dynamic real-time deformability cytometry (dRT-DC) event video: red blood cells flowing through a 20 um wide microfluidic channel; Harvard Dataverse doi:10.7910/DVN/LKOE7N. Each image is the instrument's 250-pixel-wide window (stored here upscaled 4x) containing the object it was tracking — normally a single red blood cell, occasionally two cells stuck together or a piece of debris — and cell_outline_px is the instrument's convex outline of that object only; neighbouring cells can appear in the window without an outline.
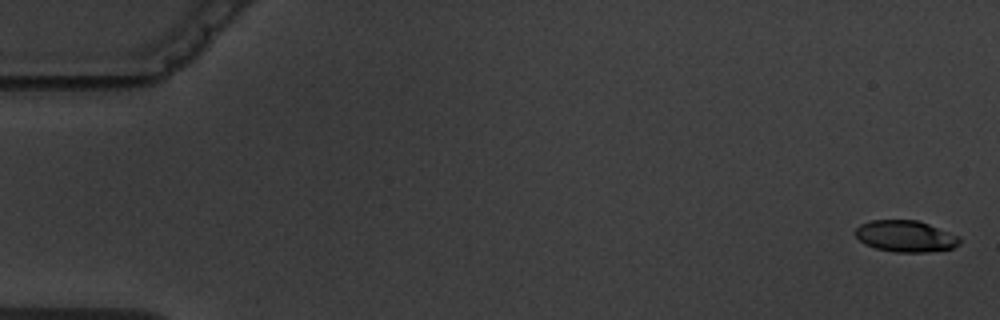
{"species": "common noctule bat (a hibernating species)", "species_latin": "Nyctalus noctula", "temperature_condition": "warm", "stored_images_in_passage": 6, "camera_frame_rate_fps": 3000, "um_per_image_px": 0.085, "animal": {"sex": "male", "body_mass_g": 19.5, "forearm_length_mm": 54.6}, "frame": {"image": 1, "passage_image": 1, "time_ms": 0.0, "image_size_px": [1000, 320], "cell_outline_px": [[960, 244], [952, 248], [928, 252], [896, 252], [876, 248], [864, 244], [856, 236], [856, 228], [860, 224], [872, 220], [916, 220], [928, 224], [960, 236]], "centroid_in_image_um": [76.98, 20.08], "position_along_channel_um": 8.0, "area_um2": 19.02}}
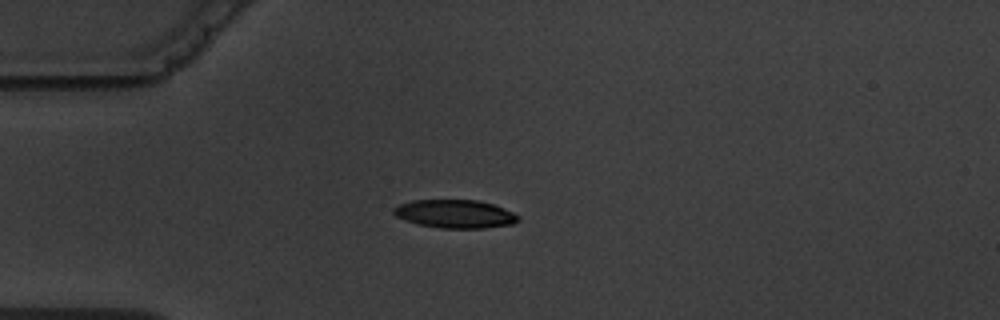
{"frame": {"image": 2, "passage_image": 5, "time_ms": 4.667, "image_size_px": [1000, 320], "cell_outline_px": [[520, 220], [512, 224], [484, 228], [440, 228], [416, 224], [404, 220], [396, 216], [392, 212], [392, 208], [400, 204], [412, 200], [476, 200], [492, 204], [504, 208], [520, 216]], "centroid_in_image_um": [38.66, 18.18], "position_along_channel_um": 46.3, "area_um2": 20.63}}